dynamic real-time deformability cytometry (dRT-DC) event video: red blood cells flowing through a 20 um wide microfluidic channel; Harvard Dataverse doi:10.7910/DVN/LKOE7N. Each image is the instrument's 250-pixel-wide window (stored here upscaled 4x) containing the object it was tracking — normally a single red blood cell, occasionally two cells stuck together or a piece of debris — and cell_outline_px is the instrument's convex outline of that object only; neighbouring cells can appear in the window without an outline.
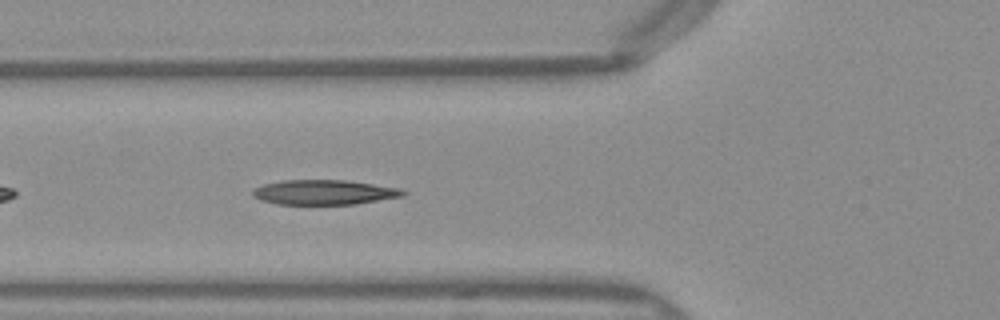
{"species": "Egyptian fruit bat (a non-hibernating species)", "species_latin": "Rousettus aegyptiacus", "temperature_condition": "warm", "stored_images_in_passage": 38, "camera_frame_rate_fps": 3000, "um_per_image_px": 0.085, "frame": {"image": 1, "passage_image": 5, "time_ms": 1.333, "image_size_px": [1000, 320], "cell_outline_px": [[408, 192], [404, 196], [356, 204], [276, 204], [260, 200], [252, 196], [252, 192], [256, 188], [264, 184], [284, 180], [348, 180], [400, 188]], "centroid_in_image_um": [27.58, 16.34], "position_along_channel_um": 98.2, "area_um2": 21.79}}
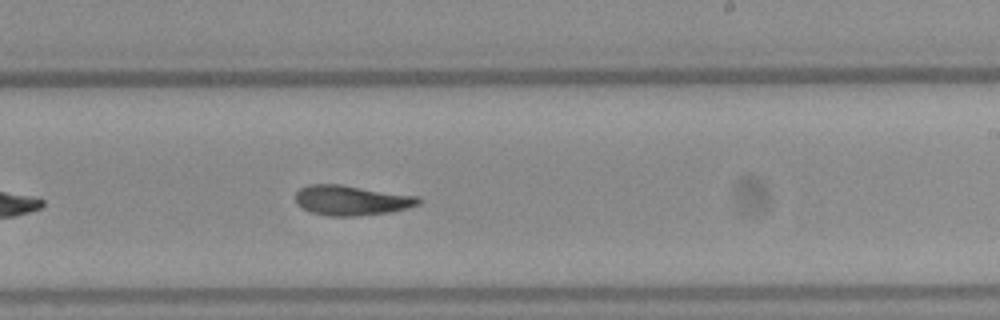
{"frame": {"image": 2, "passage_image": 17, "time_ms": 5.333, "image_size_px": [1000, 320], "cell_outline_px": [[424, 200], [420, 204], [408, 208], [392, 212], [356, 216], [328, 216], [312, 212], [296, 204], [296, 192], [300, 188], [308, 184], [340, 184], [420, 196]], "centroid_in_image_um": [29.93, 17.02], "position_along_channel_um": 259.1, "area_um2": 21.79}}
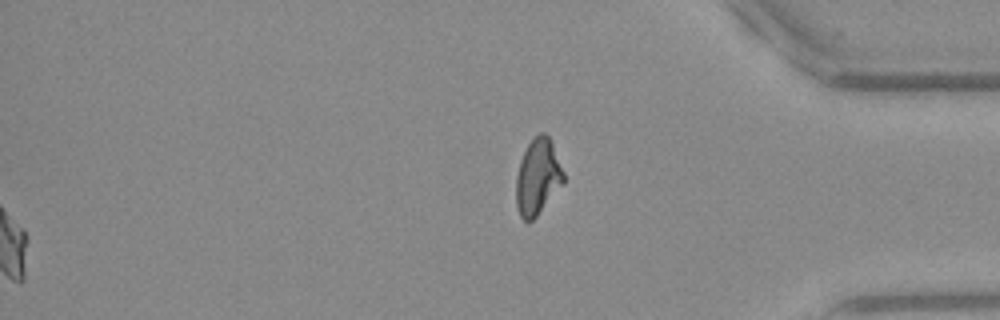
{"frame": {"image": 3, "passage_image": 38, "time_ms": 12.333, "image_size_px": [1000, 320], "cell_outline_px": [[564, 184], [536, 216], [528, 224], [520, 216], [516, 208], [516, 176], [520, 160], [528, 144], [540, 132], [544, 132], [548, 136], [552, 144], [564, 172]], "centroid_in_image_um": [45.7, 15.07], "position_along_channel_um": 389.5, "area_um2": 20.98}, "authors_computed_cell_mechanics": {"area_um2": 21.2704, "velocity_mm_per_s": 4.0141, "shape_relaxation_time_tau1_ms": 8.8031, "shape_relaxation_time_tau2_ms": 4.235, "deformation_change_tau1": 0.2473, "deformation_change_tau2": 0.124}}